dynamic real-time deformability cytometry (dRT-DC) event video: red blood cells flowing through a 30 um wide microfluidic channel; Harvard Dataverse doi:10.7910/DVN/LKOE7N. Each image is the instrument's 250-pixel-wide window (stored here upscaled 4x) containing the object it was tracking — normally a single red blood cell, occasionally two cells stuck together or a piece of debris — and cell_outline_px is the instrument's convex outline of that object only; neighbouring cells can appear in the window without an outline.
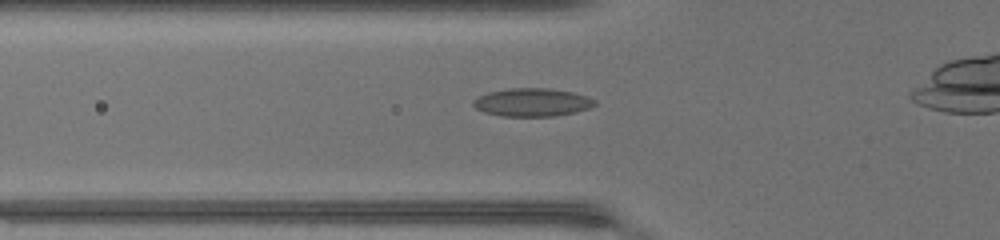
{"species": "common noctule bat (a hibernating species)", "species_latin": "Nyctalus noctula", "temperature_condition": "warm", "stored_images_in_passage": 28, "camera_frame_rate_fps": 3000, "um_per_image_px": 0.085, "animal": {"sex": "female", "body_mass_g": 17.0, "forearm_length_mm": 48.0}, "frame": {"image": 1, "passage_image": 4, "time_ms": 1.0, "image_size_px": [1000, 240], "cell_outline_px": [[596, 104], [588, 108], [576, 112], [552, 116], [500, 116], [484, 112], [476, 108], [472, 104], [472, 100], [480, 96], [492, 92], [512, 88], [544, 88], [572, 92], [588, 96], [596, 100]], "centroid_in_image_um": [45.25, 8.7], "position_along_channel_um": 80.6, "area_um2": 19.71}}
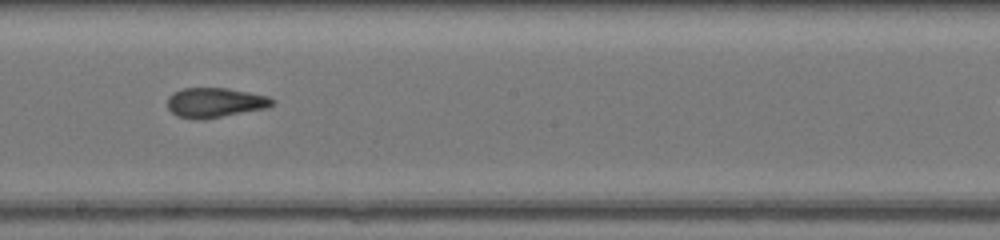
{"frame": {"image": 2, "passage_image": 14, "time_ms": 4.333, "image_size_px": [1000, 240], "cell_outline_px": [[276, 100], [272, 104], [264, 108], [220, 116], [176, 116], [168, 108], [168, 96], [184, 88], [224, 88], [268, 96]], "centroid_in_image_um": [18.29, 8.67], "position_along_channel_um": 229.9, "area_um2": 17.05}}
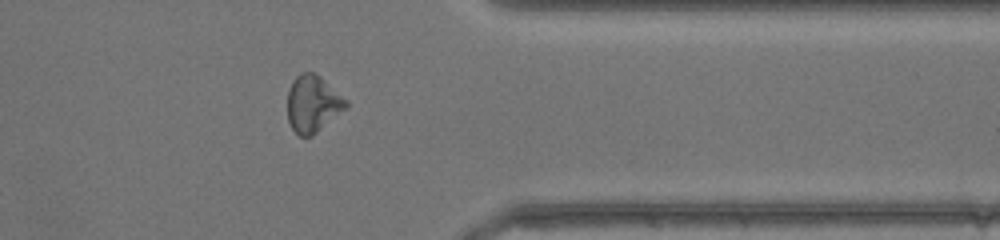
{"frame": {"image": 3, "passage_image": 25, "time_ms": 8.0, "image_size_px": [1000, 240], "cell_outline_px": [[348, 104], [344, 108], [312, 136], [300, 136], [292, 128], [288, 120], [288, 92], [292, 80], [300, 72], [312, 72], [320, 76], [348, 100]], "centroid_in_image_um": [26.56, 8.79], "position_along_channel_um": 384.8, "area_um2": 19.07}}